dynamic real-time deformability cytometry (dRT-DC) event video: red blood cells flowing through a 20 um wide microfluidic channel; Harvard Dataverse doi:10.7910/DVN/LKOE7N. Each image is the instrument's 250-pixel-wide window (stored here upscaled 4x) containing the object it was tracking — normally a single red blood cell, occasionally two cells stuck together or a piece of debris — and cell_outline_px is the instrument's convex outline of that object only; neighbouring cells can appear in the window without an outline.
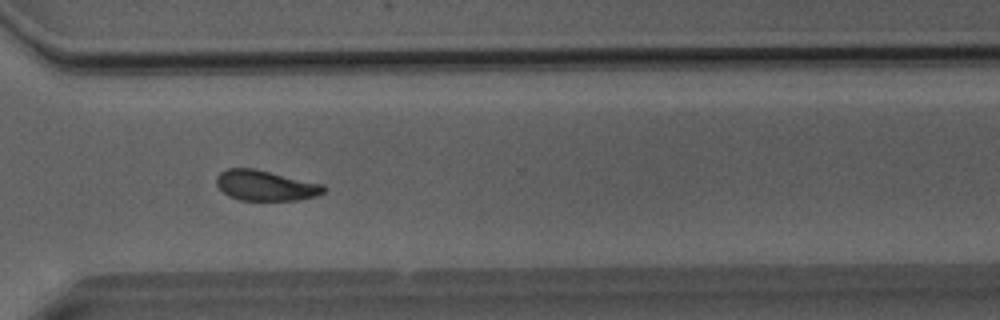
{"species": "Egyptian fruit bat (a non-hibernating species)", "species_latin": "Rousettus aegyptiacus", "temperature_condition": "room temperature", "stored_images_in_passage": 51, "camera_frame_rate_fps": 3000, "um_per_image_px": 0.085, "animal": {"sex": "male"}, "frame": {"image": 1, "passage_image": 38, "time_ms": 12.333, "image_size_px": [1000, 320], "cell_outline_px": [[328, 188], [324, 192], [316, 196], [296, 200], [240, 200], [228, 196], [216, 184], [216, 176], [220, 172], [228, 168], [252, 168], [324, 184]], "centroid_in_image_um": [22.58, 15.77], "position_along_channel_um": 348.0, "area_um2": 18.96}}
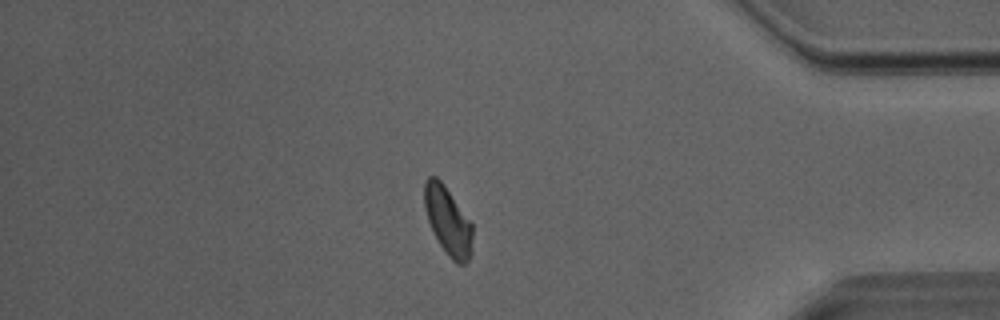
{"frame": {"image": 2, "passage_image": 44, "time_ms": 14.333, "image_size_px": [1000, 320], "cell_outline_px": [[472, 240], [468, 260], [464, 264], [456, 264], [448, 256], [440, 244], [428, 220], [424, 208], [424, 180], [428, 176], [436, 176], [444, 184], [472, 224]], "centroid_in_image_um": [38.05, 18.74], "position_along_channel_um": 397.2, "area_um2": 18.84}}
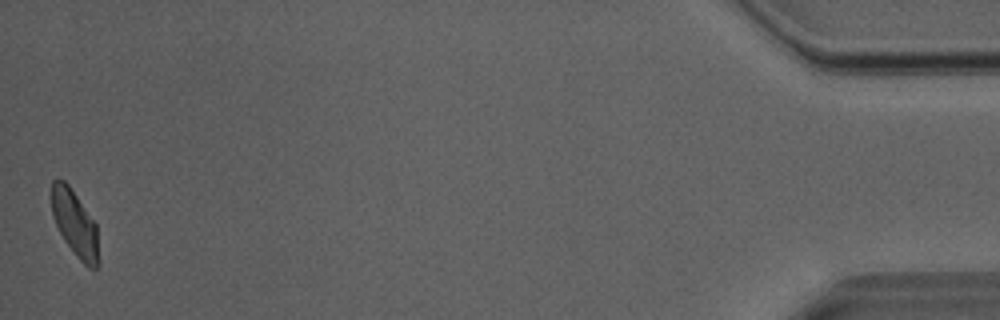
{"frame": {"image": 3, "passage_image": 51, "time_ms": 16.667, "image_size_px": [1000, 320], "cell_outline_px": [[100, 264], [96, 268], [88, 268], [76, 256], [64, 240], [52, 216], [48, 196], [52, 180], [64, 180], [68, 184], [96, 224]], "centroid_in_image_um": [6.33, 18.99], "position_along_channel_um": 428.9, "area_um2": 18.5}, "authors_computed_cell_mechanics": {"area_um2": 19.5364, "velocity_mm_per_s": 4.0294, "shape_relaxation_time_tau1_ms": 2.9228, "shape_relaxation_time_tau2_ms": 4.2845, "deformation_change_tau1": 0.1241, "deformation_change_tau2": 0.101}}